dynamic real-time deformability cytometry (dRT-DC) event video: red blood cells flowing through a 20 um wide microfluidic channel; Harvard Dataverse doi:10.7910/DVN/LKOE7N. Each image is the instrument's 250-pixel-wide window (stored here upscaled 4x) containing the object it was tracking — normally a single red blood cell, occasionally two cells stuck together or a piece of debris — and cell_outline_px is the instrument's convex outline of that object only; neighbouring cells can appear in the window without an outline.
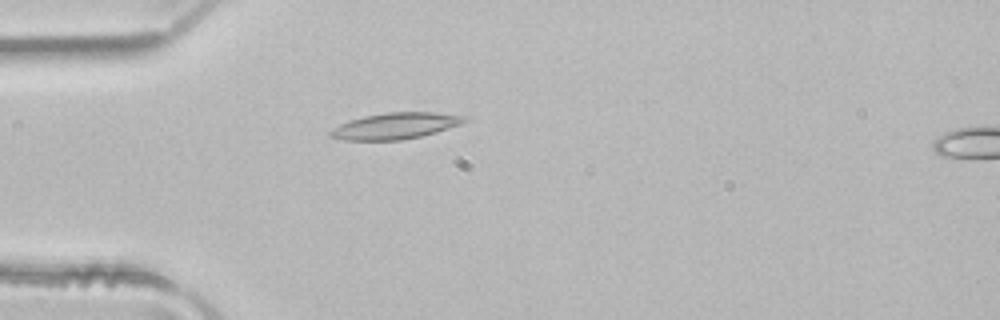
{"species": "common noctule bat (a hibernating species)", "species_latin": "Nyctalus noctula", "temperature_condition": "room temperature", "stored_images_in_passage": 5, "segment_of_instrument_passage": [1, 2], "camera_frame_rate_fps": 3000, "um_per_image_px": 0.085, "animal": {"sex": "male", "body_mass_g": 21.5, "forearm_length_mm": 52.0}, "frame": {"image": 1, "passage_image": 4, "time_ms": 1.0, "image_size_px": [1000, 320], "cell_outline_px": [[468, 120], [460, 124], [436, 132], [420, 136], [400, 140], [344, 140], [328, 136], [328, 132], [332, 128], [340, 124], [364, 116], [384, 112], [432, 112], [468, 116]], "centroid_in_image_um": [33.6, 10.69], "position_along_channel_um": 51.4, "area_um2": 20.46}}